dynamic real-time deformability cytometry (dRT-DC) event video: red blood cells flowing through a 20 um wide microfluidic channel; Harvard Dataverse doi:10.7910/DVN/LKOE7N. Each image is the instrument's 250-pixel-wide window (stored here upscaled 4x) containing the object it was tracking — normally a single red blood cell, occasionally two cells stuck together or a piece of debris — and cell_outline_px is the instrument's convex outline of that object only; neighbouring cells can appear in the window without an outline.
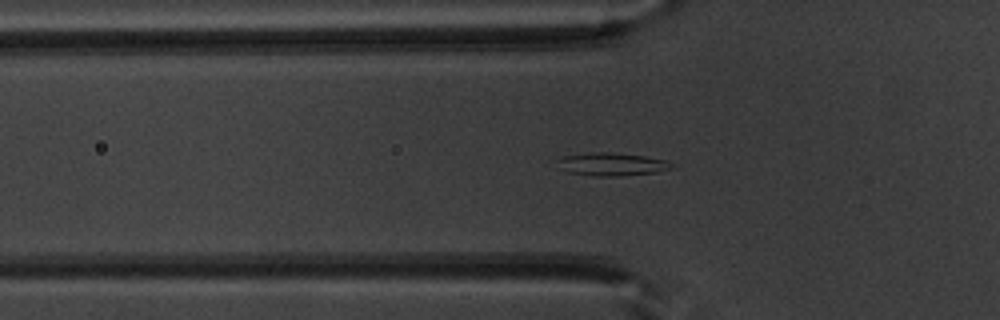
{"species": "common noctule bat (a hibernating species)", "species_latin": "Nyctalus noctula", "temperature_condition": "warm", "stored_images_in_passage": 37, "segment_of_instrument_passage": [1, 2], "camera_frame_rate_fps": 3000, "um_per_image_px": 0.085, "animal": {"sex": "male", "body_mass_g": 20.1, "forearm_length_mm": 53.5}, "frame": {"image": 1, "passage_image": 2, "time_ms": 0.333, "image_size_px": [1000, 320], "cell_outline_px": [[672, 168], [656, 172], [620, 176], [592, 176], [568, 172], [556, 168], [556, 160], [564, 156], [588, 152], [612, 152], [644, 156], [668, 160], [672, 164]], "centroid_in_image_um": [51.93, 13.96], "position_along_channel_um": 73.9, "area_um2": 15.55}}
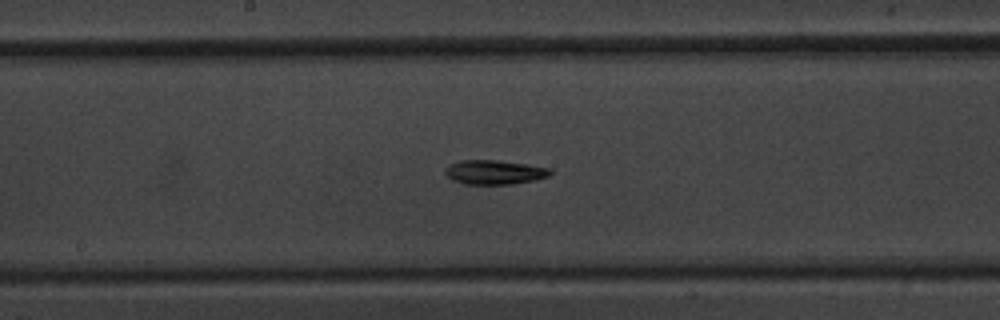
{"frame": {"image": 2, "passage_image": 12, "time_ms": 3.667, "image_size_px": [1000, 320], "cell_outline_px": [[552, 172], [548, 176], [536, 180], [512, 184], [464, 184], [452, 180], [444, 172], [444, 168], [448, 164], [460, 160], [496, 160], [528, 164], [552, 168]], "centroid_in_image_um": [42.02, 14.63], "position_along_channel_um": 206.2, "area_um2": 15.09}}
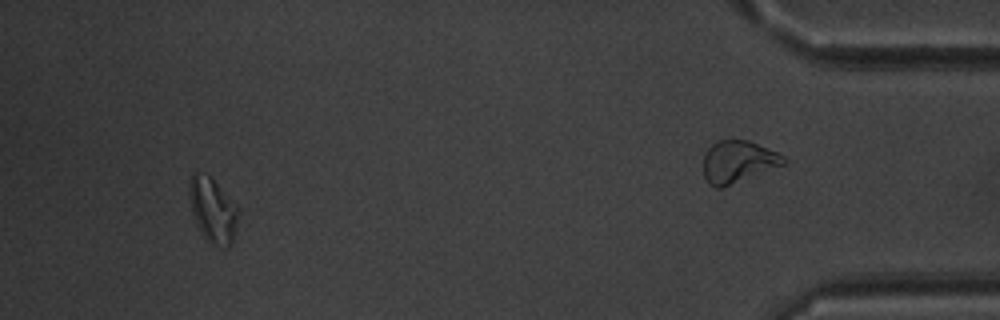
{"frame": {"image": 3, "passage_image": 33, "time_ms": 10.667, "image_size_px": [1000, 320], "cell_outline_px": [[240, 212], [232, 244], [228, 248], [220, 248], [208, 244], [192, 212], [188, 196], [188, 184], [192, 172], [196, 172], [208, 176], [240, 208]], "centroid_in_image_um": [18.1, 17.91], "position_along_channel_um": 417.1, "area_um2": 18.61}}